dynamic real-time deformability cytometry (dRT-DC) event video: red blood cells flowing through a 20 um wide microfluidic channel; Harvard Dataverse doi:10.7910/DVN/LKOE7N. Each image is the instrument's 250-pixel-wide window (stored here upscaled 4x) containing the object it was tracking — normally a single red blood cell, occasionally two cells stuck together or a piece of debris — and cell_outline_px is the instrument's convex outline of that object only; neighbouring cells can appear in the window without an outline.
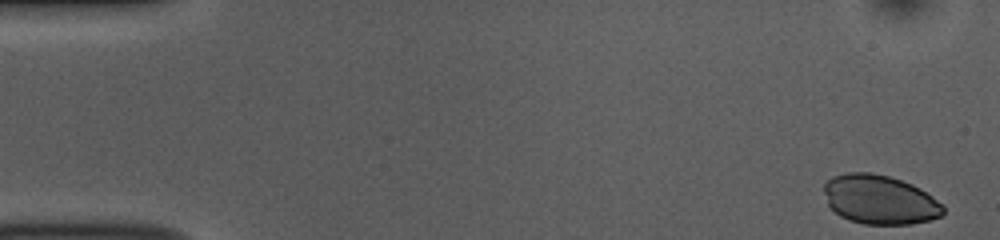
{"species": "common noctule bat (a hibernating species)", "species_latin": "Nyctalus noctula", "temperature_condition": "room temperature", "stored_images_in_passage": 51, "camera_frame_rate_fps": 3000, "um_per_image_px": 0.085, "animal": {"sex": "female", "body_mass_g": 10.0, "forearm_length_mm": 53.1}, "frame": {"image": 1, "passage_image": 1, "time_ms": 0.0, "image_size_px": [1000, 240], "cell_outline_px": [[944, 212], [940, 216], [928, 220], [912, 224], [864, 224], [848, 220], [840, 216], [828, 204], [824, 192], [824, 184], [832, 176], [848, 172], [868, 172], [888, 176], [912, 184], [920, 188], [944, 204]], "centroid_in_image_um": [74.78, 16.97], "position_along_channel_um": 10.2, "area_um2": 34.16}}